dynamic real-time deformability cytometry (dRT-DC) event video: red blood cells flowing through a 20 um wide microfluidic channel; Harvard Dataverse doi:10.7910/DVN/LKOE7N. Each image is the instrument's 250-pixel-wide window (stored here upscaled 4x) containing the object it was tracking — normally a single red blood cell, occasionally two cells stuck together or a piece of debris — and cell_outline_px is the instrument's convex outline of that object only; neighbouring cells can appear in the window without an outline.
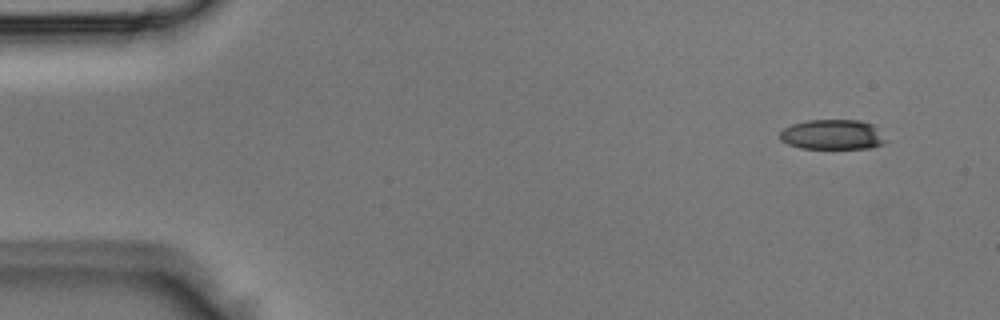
{"species": "Egyptian fruit bat (a non-hibernating species)", "species_latin": "Rousettus aegyptiacus", "temperature_condition": "room temperature", "stored_images_in_passage": 3, "camera_frame_rate_fps": 3000, "um_per_image_px": 0.085, "animal": {"sex": "male"}, "frame": {"image": 1, "passage_image": 1, "time_ms": 0.0, "image_size_px": [1000, 320], "cell_outline_px": [[888, 140], [884, 144], [868, 148], [800, 148], [788, 144], [780, 140], [780, 132], [784, 128], [792, 124], [808, 120], [860, 120], [872, 124]], "centroid_in_image_um": [70.77, 11.44], "position_along_channel_um": 14.2, "area_um2": 18.5}}
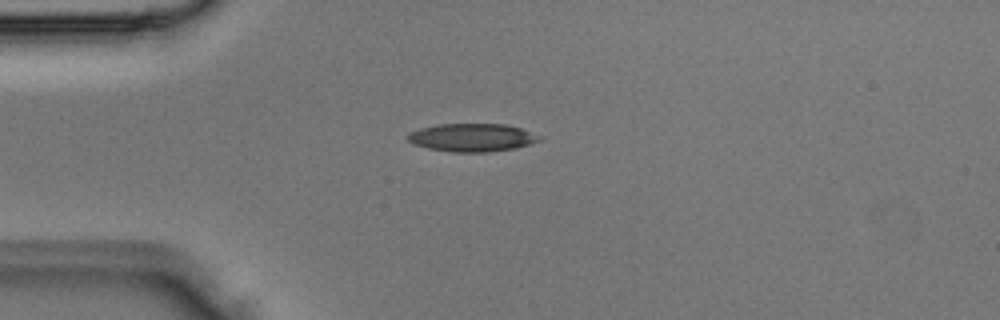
{"frame": {"image": 2, "passage_image": 3, "time_ms": 0.667, "image_size_px": [1000, 320], "cell_outline_px": [[544, 140], [516, 148], [488, 152], [452, 152], [428, 148], [416, 144], [408, 140], [404, 136], [408, 132], [420, 128], [436, 124], [504, 124], [520, 128], [544, 136]], "centroid_in_image_um": [40.16, 11.69], "position_along_channel_um": 44.8, "area_um2": 21.79}}